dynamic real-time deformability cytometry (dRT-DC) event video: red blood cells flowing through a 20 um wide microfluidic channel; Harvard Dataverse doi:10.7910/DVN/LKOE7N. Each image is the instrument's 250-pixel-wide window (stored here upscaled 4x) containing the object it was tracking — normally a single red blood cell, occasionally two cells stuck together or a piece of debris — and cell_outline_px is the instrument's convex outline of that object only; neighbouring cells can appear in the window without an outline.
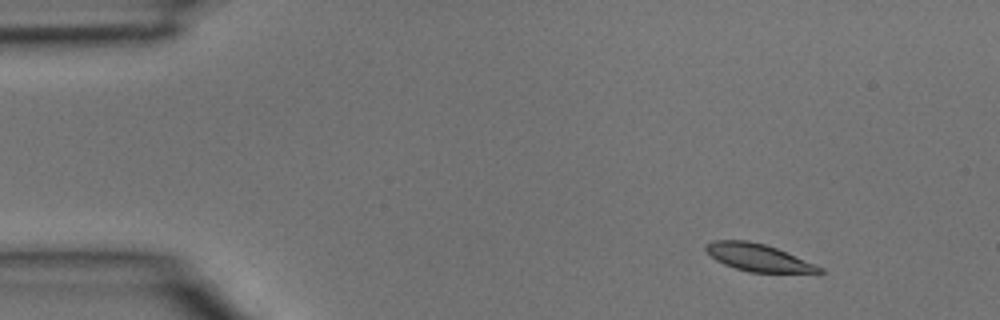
{"species": "common noctule bat (a hibernating species)", "species_latin": "Nyctalus noctula", "temperature_condition": "room temperature", "stored_images_in_passage": 4, "camera_frame_rate_fps": 3000, "um_per_image_px": 0.085, "animal": {"sex": "male", "body_mass_g": 15.6}, "frame": {"image": 1, "passage_image": 2, "time_ms": 0.333, "image_size_px": [1000, 320], "cell_outline_px": [[824, 272], [748, 272], [724, 264], [716, 260], [704, 248], [704, 244], [712, 240], [748, 240], [764, 244], [776, 248], [824, 268]], "centroid_in_image_um": [64.39, 21.87], "position_along_channel_um": 20.6, "area_um2": 17.8}}